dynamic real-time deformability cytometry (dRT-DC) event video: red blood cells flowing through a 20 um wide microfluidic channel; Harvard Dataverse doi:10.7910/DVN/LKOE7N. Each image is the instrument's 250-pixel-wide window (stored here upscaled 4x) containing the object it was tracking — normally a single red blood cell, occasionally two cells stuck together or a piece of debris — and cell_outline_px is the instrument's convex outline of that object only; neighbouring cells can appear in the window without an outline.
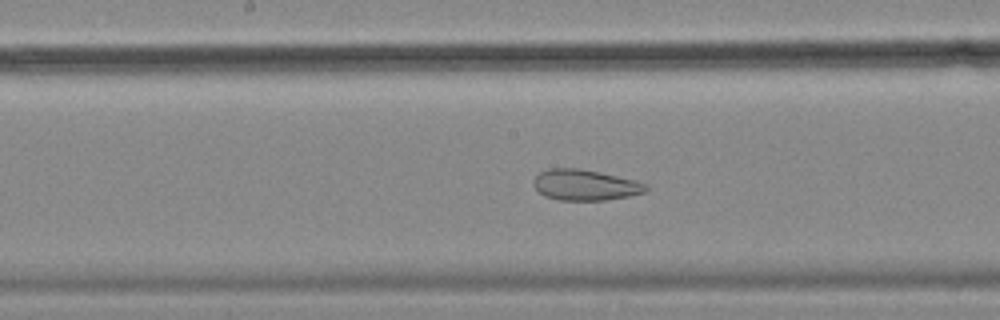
{"species": "common noctule bat (a hibernating species)", "species_latin": "Nyctalus noctula", "temperature_condition": "cold", "stored_images_in_passage": 16, "camera_frame_rate_fps": 3000, "um_per_image_px": 0.085, "animal": {"sex": "female", "body_mass_g": 18.4}, "frame": {"image": 1, "passage_image": 14, "time_ms": 4.333, "image_size_px": [1000, 320], "cell_outline_px": [[648, 188], [644, 192], [628, 196], [604, 200], [560, 200], [544, 196], [532, 184], [532, 180], [540, 172], [548, 168], [580, 168], [600, 172], [648, 184]], "centroid_in_image_um": [49.69, 15.72], "position_along_channel_um": 198.5, "area_um2": 20.06}}